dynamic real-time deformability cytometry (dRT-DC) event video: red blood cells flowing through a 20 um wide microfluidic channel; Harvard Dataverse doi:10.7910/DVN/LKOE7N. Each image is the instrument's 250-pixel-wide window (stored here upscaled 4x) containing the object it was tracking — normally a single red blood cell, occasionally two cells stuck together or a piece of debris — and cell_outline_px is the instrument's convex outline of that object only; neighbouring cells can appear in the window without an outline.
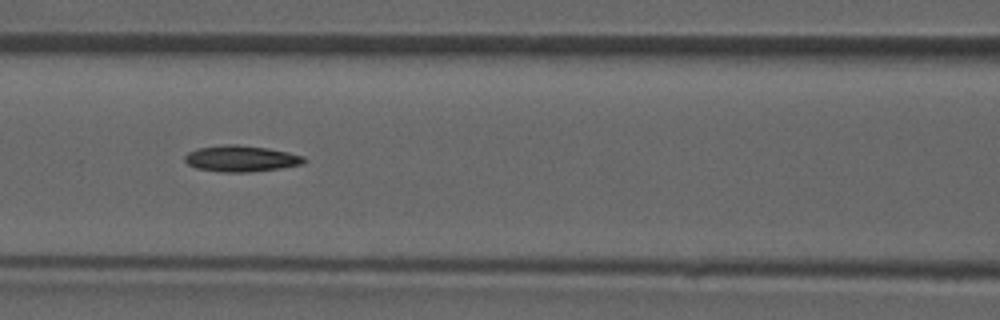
{"species": "common noctule bat (a hibernating species)", "species_latin": "Nyctalus noctula", "temperature_condition": "room temperature", "stored_images_in_passage": 9, "camera_frame_rate_fps": 3000, "um_per_image_px": 0.085, "animal": {"sex": "male", "forearm_length_mm": 52.5}, "frame": {"image": 1, "passage_image": 6, "time_ms": 5.667, "image_size_px": [1000, 320], "cell_outline_px": [[308, 160], [304, 164], [280, 168], [248, 172], [224, 172], [196, 168], [188, 164], [184, 160], [184, 156], [188, 152], [196, 148], [228, 144], [236, 144], [268, 148], [288, 152], [304, 156]], "centroid_in_image_um": [20.51, 13.47], "position_along_channel_um": 146.1, "area_um2": 18.26}}